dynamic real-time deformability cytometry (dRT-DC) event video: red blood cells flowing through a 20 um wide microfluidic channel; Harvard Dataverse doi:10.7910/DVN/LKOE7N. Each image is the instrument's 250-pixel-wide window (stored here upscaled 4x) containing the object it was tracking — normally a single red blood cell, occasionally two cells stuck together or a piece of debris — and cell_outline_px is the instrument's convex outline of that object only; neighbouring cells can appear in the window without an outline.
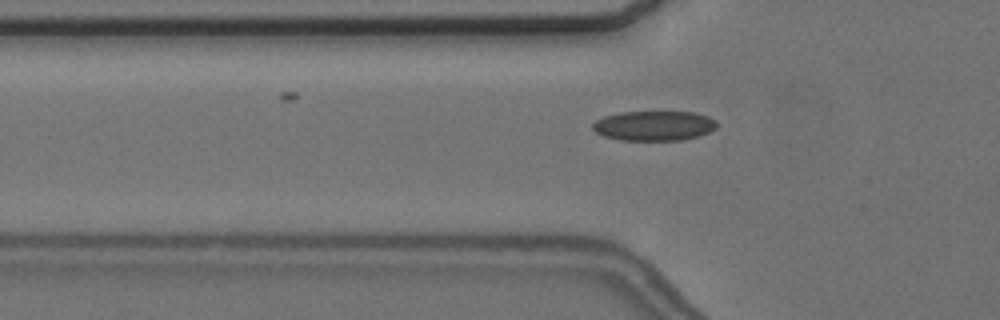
{"species": "common noctule bat (a hibernating species)", "species_latin": "Nyctalus noctula", "temperature_condition": "cold", "stored_images_in_passage": 57, "camera_frame_rate_fps": 3000, "um_per_image_px": 0.085, "animal": {"sex": "female", "body_mass_g": 24.6, "forearm_length_mm": 56.2}, "frame": {"image": 1, "passage_image": 19, "time_ms": 6.0, "image_size_px": [1000, 320], "cell_outline_px": [[716, 128], [700, 136], [680, 140], [620, 140], [604, 136], [596, 132], [592, 128], [592, 124], [596, 120], [604, 116], [620, 112], [692, 112], [708, 116], [716, 120]], "centroid_in_image_um": [55.59, 10.69], "position_along_channel_um": 70.2, "area_um2": 21.56}}
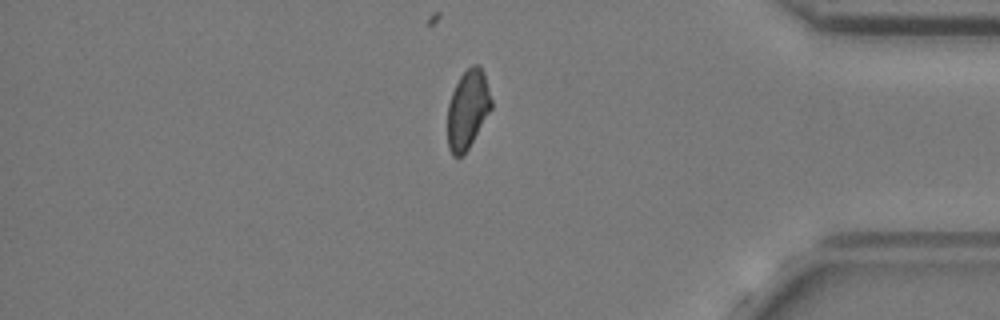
{"frame": {"image": 2, "passage_image": 48, "time_ms": 15.667, "image_size_px": [1000, 320], "cell_outline_px": [[492, 108], [468, 148], [460, 156], [452, 156], [448, 148], [448, 104], [452, 92], [460, 76], [472, 64], [480, 64], [484, 72], [492, 100]], "centroid_in_image_um": [39.76, 9.26], "position_along_channel_um": 395.4, "area_um2": 20.0}}
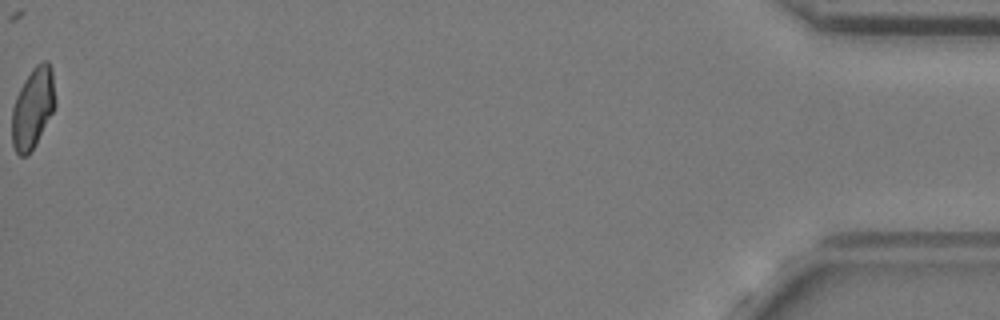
{"frame": {"image": 3, "passage_image": 57, "time_ms": 18.667, "image_size_px": [1000, 320], "cell_outline_px": [[56, 104], [36, 144], [24, 156], [20, 156], [16, 152], [12, 144], [12, 108], [16, 96], [24, 80], [32, 68], [36, 64], [44, 60], [48, 60], [52, 68], [56, 100]], "centroid_in_image_um": [2.8, 9.13], "position_along_channel_um": 432.4, "area_um2": 20.35}, "authors_computed_cell_mechanics": {"area_um2": 21.097, "velocity_mm_per_s": 3.6555, "shape_relaxation_time_tau1_ms": 8.7202, "shape_relaxation_time_tau2_ms": 2.8223, "deformation_change_tau1": 0.1425, "deformation_change_tau2": 0.092}}